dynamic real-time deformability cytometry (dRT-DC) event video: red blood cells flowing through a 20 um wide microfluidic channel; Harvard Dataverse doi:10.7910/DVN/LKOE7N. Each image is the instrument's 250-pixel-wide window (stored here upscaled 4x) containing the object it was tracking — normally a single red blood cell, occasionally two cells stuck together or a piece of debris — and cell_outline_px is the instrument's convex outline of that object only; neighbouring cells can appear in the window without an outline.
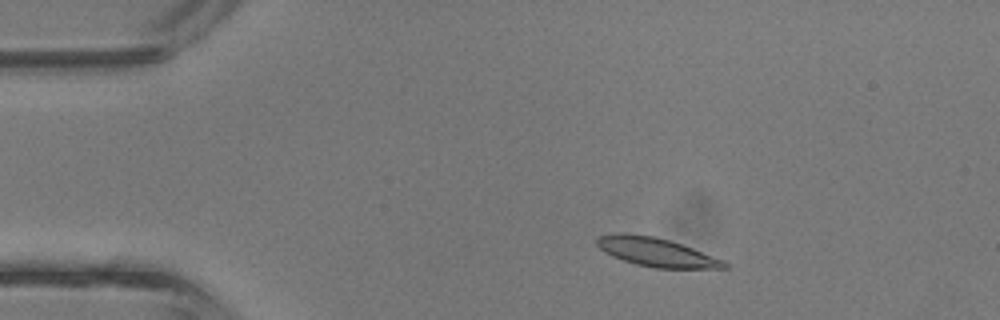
{"species": "common noctule bat (a hibernating species)", "species_latin": "Nyctalus noctula", "temperature_condition": "room temperature", "stored_images_in_passage": 3, "camera_frame_rate_fps": 3000, "um_per_image_px": 0.085, "animal": {"sex": "male", "body_mass_g": 13.3}, "frame": {"image": 1, "passage_image": 2, "time_ms": 0.333, "image_size_px": [1000, 320], "cell_outline_px": [[728, 268], [656, 268], [636, 264], [612, 256], [604, 252], [596, 244], [596, 240], [600, 236], [616, 232], [624, 232], [656, 236], [692, 248], [724, 260], [728, 264]], "centroid_in_image_um": [55.76, 21.42], "position_along_channel_um": 29.2, "area_um2": 21.27}}